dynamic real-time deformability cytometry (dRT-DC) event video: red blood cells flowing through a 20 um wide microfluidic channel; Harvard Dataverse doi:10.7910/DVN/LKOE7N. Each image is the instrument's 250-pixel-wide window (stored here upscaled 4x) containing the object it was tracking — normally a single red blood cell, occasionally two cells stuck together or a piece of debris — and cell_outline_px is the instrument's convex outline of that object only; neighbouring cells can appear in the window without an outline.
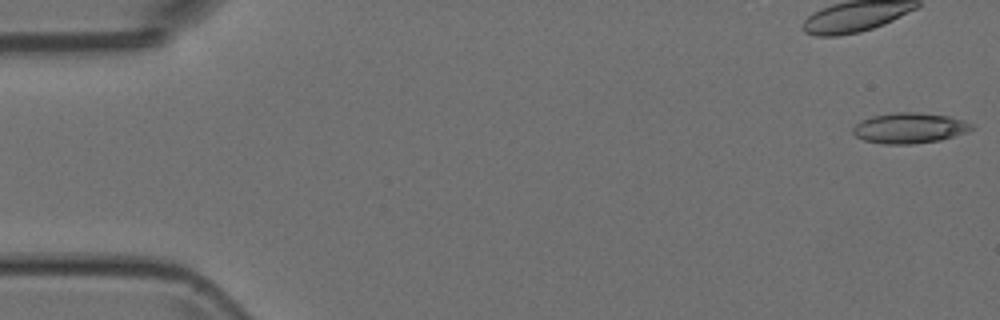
{"species": "Egyptian fruit bat (a non-hibernating species)", "species_latin": "Rousettus aegyptiacus", "temperature_condition": "room temperature", "stored_images_in_passage": 51, "camera_frame_rate_fps": 3000, "um_per_image_px": 0.085, "animal": {"sex": "female"}, "frame": {"image": 1, "passage_image": 1, "time_ms": 0.0, "image_size_px": [1000, 320], "cell_outline_px": [[976, 128], [968, 132], [940, 140], [912, 144], [884, 144], [864, 140], [856, 136], [852, 132], [852, 128], [860, 120], [872, 116], [892, 112], [916, 112], [948, 116], [964, 120], [972, 124]], "centroid_in_image_um": [77.32, 10.88], "position_along_channel_um": 7.7, "area_um2": 21.27}}
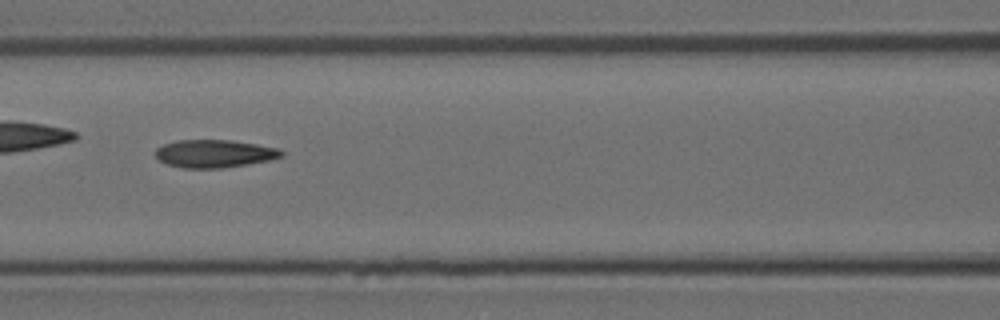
{"frame": {"image": 2, "passage_image": 22, "time_ms": 7.0, "image_size_px": [1000, 320], "cell_outline_px": [[284, 156], [268, 160], [248, 164], [224, 168], [184, 168], [164, 164], [156, 156], [156, 148], [164, 144], [176, 140], [232, 140], [256, 144], [276, 148], [284, 152]], "centroid_in_image_um": [18.2, 13.06], "position_along_channel_um": 148.4, "area_um2": 20.46}}
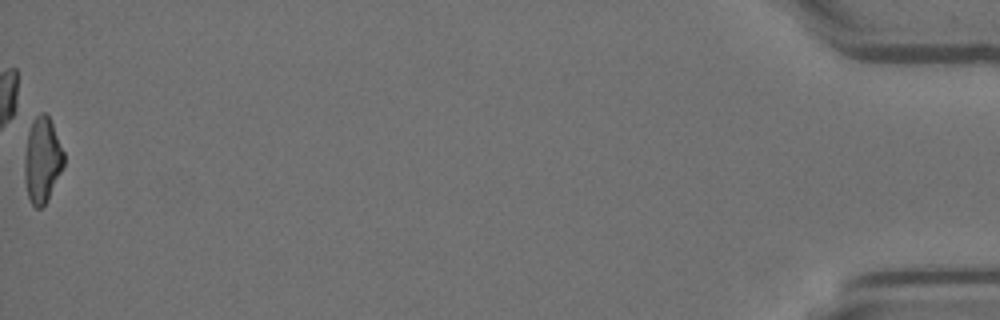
{"frame": {"image": 3, "passage_image": 51, "time_ms": 16.667, "image_size_px": [1000, 320], "cell_outline_px": [[64, 164], [48, 200], [40, 208], [36, 208], [32, 204], [28, 196], [24, 180], [24, 160], [28, 132], [32, 116], [40, 112], [44, 112], [48, 116], [52, 124], [64, 152]], "centroid_in_image_um": [3.57, 13.57], "position_along_channel_um": 431.6, "area_um2": 19.65}}